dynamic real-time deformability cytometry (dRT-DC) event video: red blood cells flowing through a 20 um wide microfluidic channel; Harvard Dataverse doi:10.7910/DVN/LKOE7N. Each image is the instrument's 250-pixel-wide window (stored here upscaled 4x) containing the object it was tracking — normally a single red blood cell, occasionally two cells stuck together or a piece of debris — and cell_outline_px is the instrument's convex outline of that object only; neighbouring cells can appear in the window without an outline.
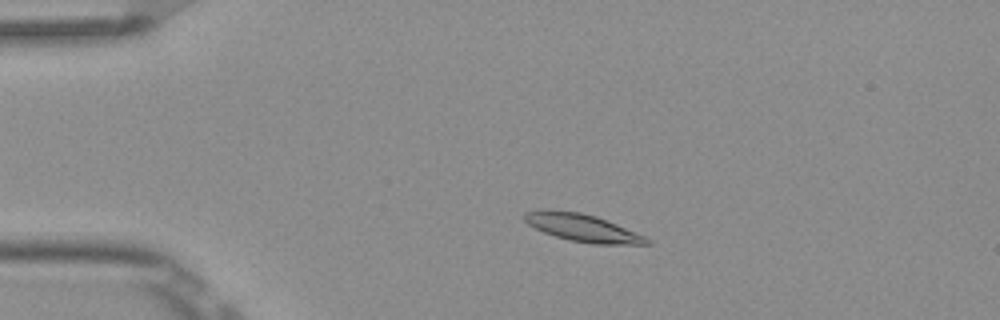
{"species": "Egyptian fruit bat (a non-hibernating species)", "species_latin": "Rousettus aegyptiacus", "temperature_condition": "room temperature", "stored_images_in_passage": 4, "camera_frame_rate_fps": 3000, "um_per_image_px": 0.085, "frame": {"image": 1, "passage_image": 3, "time_ms": 0.667, "image_size_px": [1000, 320], "cell_outline_px": [[652, 244], [592, 244], [568, 240], [544, 232], [528, 224], [524, 220], [524, 212], [544, 208], [580, 212], [596, 216], [616, 224], [644, 236], [652, 240]], "centroid_in_image_um": [49.48, 19.35], "position_along_channel_um": 35.5, "area_um2": 19.65}}